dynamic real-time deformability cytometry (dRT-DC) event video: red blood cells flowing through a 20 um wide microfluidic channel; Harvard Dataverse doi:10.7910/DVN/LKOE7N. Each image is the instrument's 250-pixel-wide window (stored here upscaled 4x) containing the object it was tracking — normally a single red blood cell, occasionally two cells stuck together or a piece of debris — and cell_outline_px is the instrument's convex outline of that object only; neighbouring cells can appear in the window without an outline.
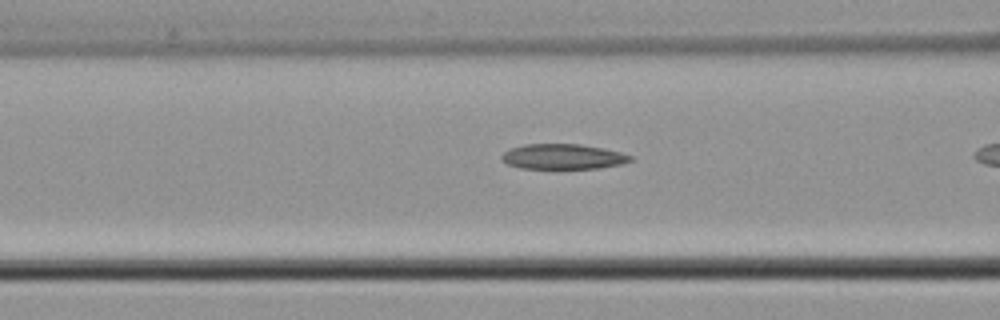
{"species": "common noctule bat (a hibernating species)", "species_latin": "Nyctalus noctula", "temperature_condition": "cold", "stored_images_in_passage": 12, "camera_frame_rate_fps": 3000, "um_per_image_px": 0.085, "animal": {"sex": "male", "body_mass_g": 21.5, "forearm_length_mm": 52.0}, "frame": {"image": 1, "passage_image": 10, "time_ms": 3.0, "image_size_px": [1000, 320], "cell_outline_px": [[632, 160], [620, 164], [600, 168], [520, 168], [508, 164], [500, 156], [504, 152], [512, 148], [524, 144], [580, 144], [620, 152], [632, 156]], "centroid_in_image_um": [47.84, 13.31], "position_along_channel_um": 118.8, "area_um2": 18.61}}